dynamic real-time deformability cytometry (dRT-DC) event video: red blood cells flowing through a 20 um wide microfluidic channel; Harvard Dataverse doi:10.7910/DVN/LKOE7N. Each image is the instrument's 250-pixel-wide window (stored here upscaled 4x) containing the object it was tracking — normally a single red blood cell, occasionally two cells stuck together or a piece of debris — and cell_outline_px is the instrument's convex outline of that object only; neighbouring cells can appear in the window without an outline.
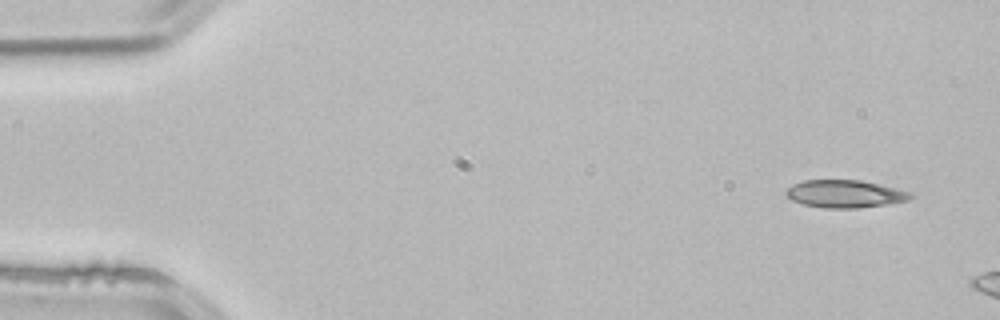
{"species": "common noctule bat (a hibernating species)", "species_latin": "Nyctalus noctula", "temperature_condition": "room temperature", "stored_images_in_passage": 4, "camera_frame_rate_fps": 3000, "um_per_image_px": 0.085, "animal": {"sex": "male", "body_mass_g": 21.5, "forearm_length_mm": 52.0}, "frame": {"image": 1, "passage_image": 1, "time_ms": 0.0, "image_size_px": [1000, 320], "cell_outline_px": [[916, 196], [908, 200], [884, 204], [856, 208], [824, 208], [804, 204], [792, 200], [784, 192], [784, 188], [792, 184], [804, 180], [860, 180], [896, 188], [912, 192]], "centroid_in_image_um": [71.8, 16.47], "position_along_channel_um": 13.2, "area_um2": 20.06}}
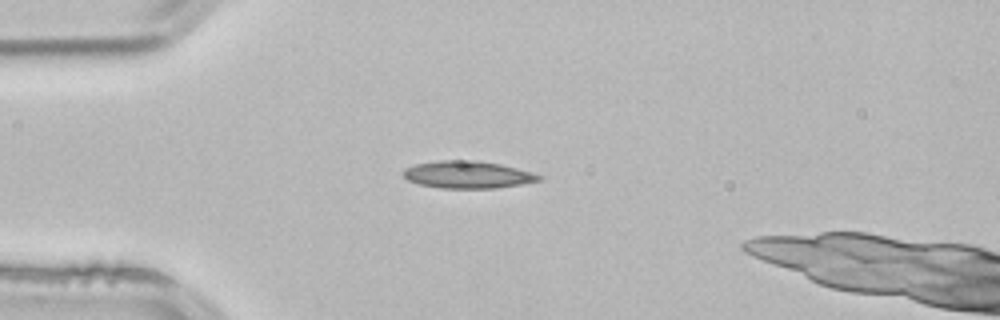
{"frame": {"image": 2, "passage_image": 3, "time_ms": 0.667, "image_size_px": [1000, 320], "cell_outline_px": [[544, 180], [496, 188], [440, 188], [420, 184], [408, 180], [404, 176], [404, 168], [416, 164], [436, 160], [476, 160], [500, 164], [532, 172], [544, 176]], "centroid_in_image_um": [39.79, 14.84], "position_along_channel_um": 45.2, "area_um2": 21.62}}